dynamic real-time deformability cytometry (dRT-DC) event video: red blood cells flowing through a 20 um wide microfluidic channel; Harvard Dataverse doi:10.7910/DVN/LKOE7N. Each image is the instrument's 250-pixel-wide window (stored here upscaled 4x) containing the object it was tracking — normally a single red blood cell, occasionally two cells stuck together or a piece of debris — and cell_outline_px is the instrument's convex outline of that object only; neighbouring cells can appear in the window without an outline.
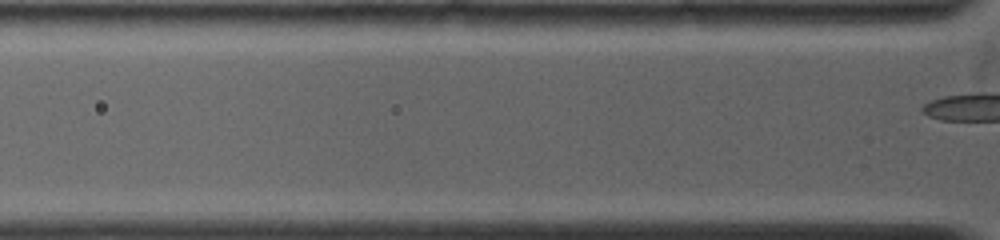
{"species": "common noctule bat (a hibernating species)", "species_latin": "Nyctalus noctula", "temperature_condition": "warm", "stored_images_in_passage": 2, "camera_frame_rate_fps": 5000, "um_per_image_px": 0.085, "animal": {"sex": "female", "body_mass_g": 19.0, "forearm_length_mm": 53.3}, "frame": {"image": 1, "passage_image": 2, "time_ms": 0.2, "image_size_px": [1000, 240], "cell_outline_px": [[712, 24], [664, 32], [632, 32], [604, 24], [604, 12], [704, 12], [712, 20]], "centroid_in_image_um": [55.75, 1.78], "position_along_channel_um": 70.1, "area_um2": 13.18}}